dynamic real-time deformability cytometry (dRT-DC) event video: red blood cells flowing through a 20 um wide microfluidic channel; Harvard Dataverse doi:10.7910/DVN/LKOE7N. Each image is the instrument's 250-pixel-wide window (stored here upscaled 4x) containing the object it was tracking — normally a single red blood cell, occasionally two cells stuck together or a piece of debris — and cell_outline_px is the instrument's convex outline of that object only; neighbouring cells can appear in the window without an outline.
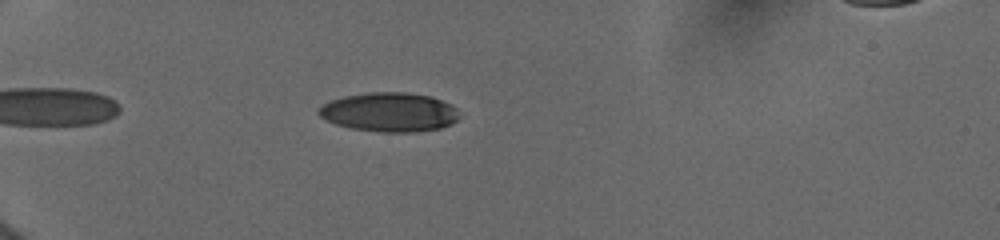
{"species": "human", "species_latin": "Homo sapiens", "temperature_condition": "cold", "stored_images_in_passage": 33, "camera_frame_rate_fps": 3000, "um_per_image_px": 0.085, "donor": {"sex": "female"}, "frame": {"image": 1, "passage_image": 6, "time_ms": 2.0, "image_size_px": [1000, 240], "cell_outline_px": [[460, 116], [452, 124], [440, 128], [416, 132], [380, 132], [352, 128], [336, 124], [320, 116], [316, 112], [316, 108], [328, 100], [344, 96], [368, 92], [404, 92], [428, 96], [452, 104], [456, 108]], "centroid_in_image_um": [33.07, 9.53], "position_along_channel_um": 51.9, "area_um2": 32.25}}
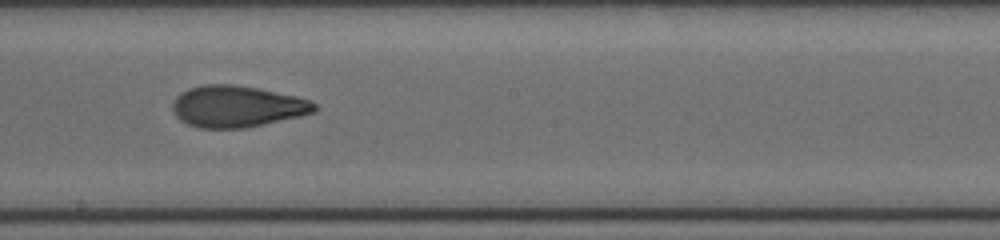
{"frame": {"image": 2, "passage_image": 19, "time_ms": 7.333, "image_size_px": [1000, 240], "cell_outline_px": [[320, 108], [316, 112], [300, 116], [264, 124], [244, 128], [200, 128], [188, 124], [180, 120], [176, 116], [172, 108], [172, 104], [176, 96], [180, 92], [188, 88], [204, 84], [232, 84], [256, 88], [296, 96], [312, 100]], "centroid_in_image_um": [20.16, 9.04], "position_along_channel_um": 228.0, "area_um2": 34.51}}
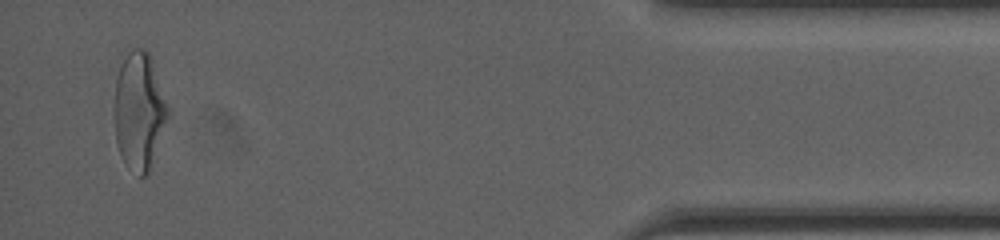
{"frame": {"image": 3, "passage_image": 33, "time_ms": 13.667, "image_size_px": [1000, 240], "cell_outline_px": [[168, 116], [148, 172], [144, 176], [140, 176], [120, 156], [116, 144], [112, 116], [116, 80], [120, 68], [128, 52], [132, 48], [144, 48], [148, 52], [152, 60], [168, 108]], "centroid_in_image_um": [11.78, 9.41], "position_along_channel_um": 423.4, "area_um2": 36.18}, "authors_computed_cell_mechanics": {"area_um2": 33.8708, "velocity_mm_per_s": 3.9712, "shape_relaxation_time_tau1_ms": 6.1198, "shape_relaxation_time_tau2_ms": 1.2752, "deformation_change_tau1": 0.1948, "deformation_change_tau2": 0.0722}}